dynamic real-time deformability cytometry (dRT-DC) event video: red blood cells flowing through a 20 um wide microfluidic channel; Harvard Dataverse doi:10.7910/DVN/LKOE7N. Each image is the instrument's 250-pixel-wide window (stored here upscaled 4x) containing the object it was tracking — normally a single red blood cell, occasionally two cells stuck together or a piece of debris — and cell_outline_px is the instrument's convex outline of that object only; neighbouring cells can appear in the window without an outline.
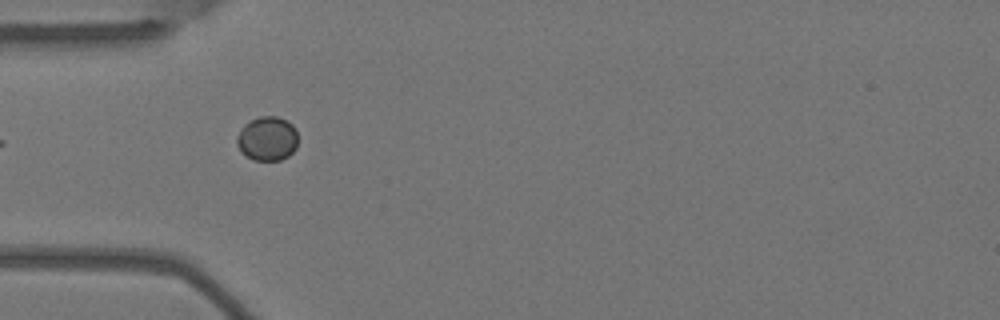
{"species": "Egyptian fruit bat (a non-hibernating species)", "species_latin": "Rousettus aegyptiacus", "temperature_condition": "warm", "stored_images_in_passage": 5, "camera_frame_rate_fps": 3000, "um_per_image_px": 0.085, "animal": {"sex": "female"}, "frame": {"image": 1, "passage_image": 2, "time_ms": 0.333, "image_size_px": [1000, 320], "cell_outline_px": [[296, 148], [288, 156], [280, 160], [252, 160], [240, 152], [236, 144], [236, 136], [244, 124], [260, 116], [276, 116], [288, 120], [296, 128]], "centroid_in_image_um": [22.7, 11.78], "position_along_channel_um": 62.3, "area_um2": 15.9}}
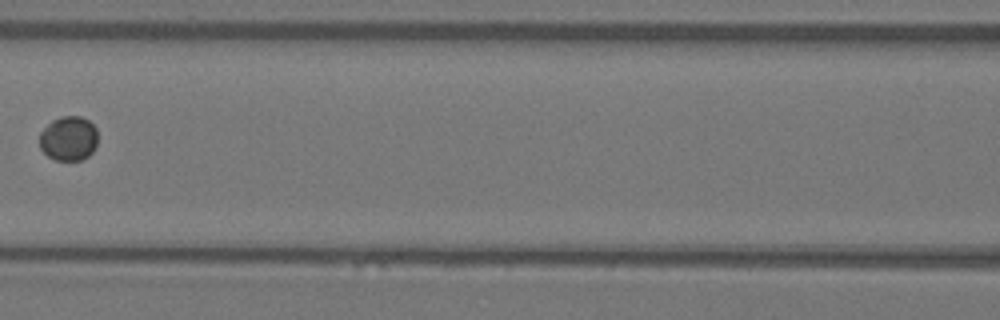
{"frame": {"image": 2, "passage_image": 4, "time_ms": 1.0, "image_size_px": [1000, 320], "cell_outline_px": [[96, 144], [92, 152], [88, 156], [80, 160], [56, 160], [48, 156], [40, 148], [40, 132], [52, 120], [60, 116], [80, 116], [88, 120], [96, 128]], "centroid_in_image_um": [5.82, 11.76], "position_along_channel_um": 160.8, "area_um2": 15.03}}
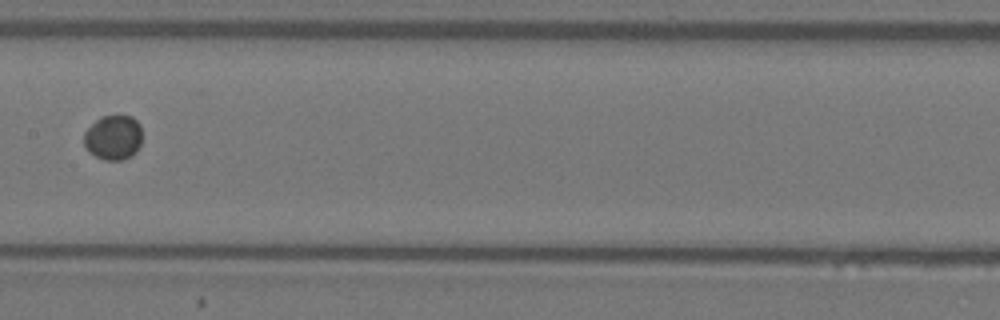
{"frame": {"image": 3, "passage_image": 5, "time_ms": 1.333, "image_size_px": [1000, 320], "cell_outline_px": [[140, 144], [136, 152], [132, 156], [124, 160], [104, 160], [88, 152], [84, 144], [84, 132], [100, 116], [132, 116], [140, 124]], "centroid_in_image_um": [9.62, 11.7], "position_along_channel_um": 197.8, "area_um2": 15.2}}